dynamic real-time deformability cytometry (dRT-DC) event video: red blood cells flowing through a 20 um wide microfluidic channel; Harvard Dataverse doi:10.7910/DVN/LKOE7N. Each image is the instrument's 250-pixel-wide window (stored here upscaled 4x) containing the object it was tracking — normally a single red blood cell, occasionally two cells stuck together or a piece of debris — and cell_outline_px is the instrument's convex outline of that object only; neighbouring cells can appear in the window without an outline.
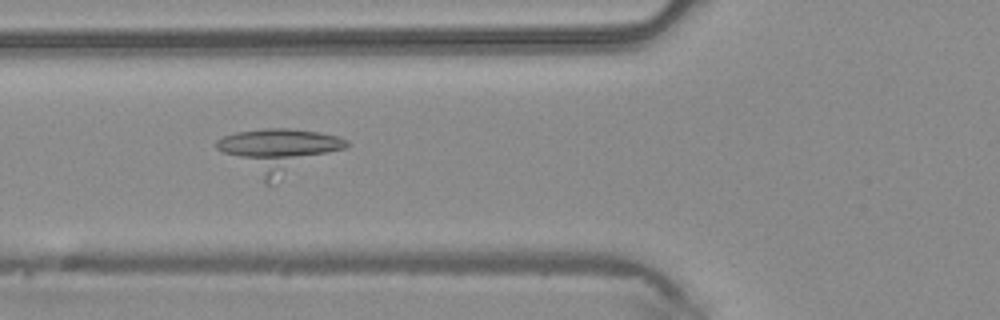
{"species": "common noctule bat (a hibernating species)", "species_latin": "Nyctalus noctula", "temperature_condition": "warm", "stored_images_in_passage": 48, "camera_frame_rate_fps": 3000, "um_per_image_px": 0.085, "animal": {"sex": "male", "body_mass_g": 20.4}, "frame": {"image": 1, "passage_image": 18, "time_ms": 5.667, "image_size_px": [1000, 320], "cell_outline_px": [[348, 144], [344, 148], [276, 184], [268, 184], [216, 148], [216, 140], [224, 136], [236, 132], [264, 128], [288, 128], [320, 132], [340, 136], [348, 140]], "centroid_in_image_um": [23.71, 12.81], "position_along_channel_um": 102.1, "area_um2": 33.29}}
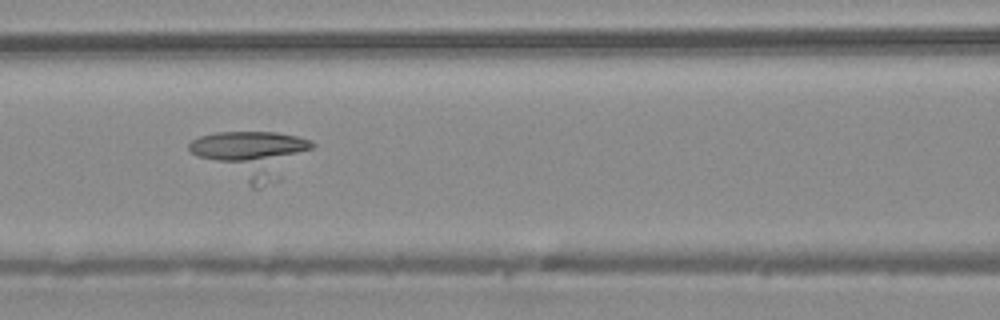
{"frame": {"image": 2, "passage_image": 21, "time_ms": 6.667, "image_size_px": [1000, 320], "cell_outline_px": [[316, 144], [312, 148], [260, 188], [252, 188], [196, 156], [188, 148], [188, 144], [192, 140], [200, 136], [216, 132], [276, 132], [296, 136], [312, 140]], "centroid_in_image_um": [21.3, 13.08], "position_along_channel_um": 145.3, "area_um2": 32.37}}
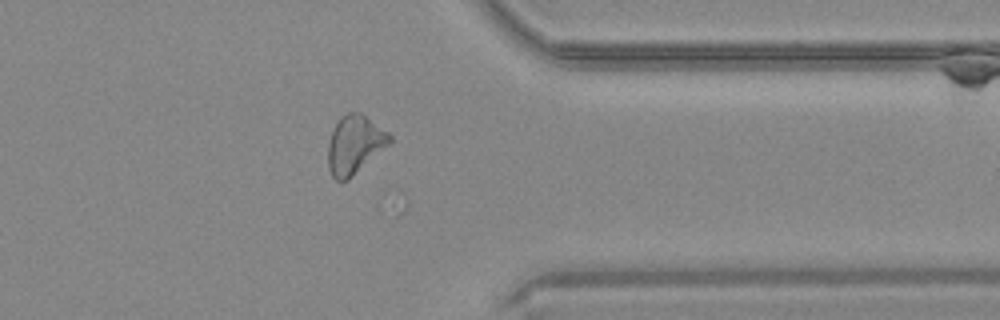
{"frame": {"image": 3, "passage_image": 38, "time_ms": 12.333, "image_size_px": [1000, 320], "cell_outline_px": [[392, 140], [388, 144], [348, 180], [336, 180], [332, 176], [328, 168], [328, 144], [332, 132], [340, 116], [348, 112], [360, 112], [388, 132], [392, 136]], "centroid_in_image_um": [30.12, 12.28], "position_along_channel_um": 381.3, "area_um2": 20.63}}